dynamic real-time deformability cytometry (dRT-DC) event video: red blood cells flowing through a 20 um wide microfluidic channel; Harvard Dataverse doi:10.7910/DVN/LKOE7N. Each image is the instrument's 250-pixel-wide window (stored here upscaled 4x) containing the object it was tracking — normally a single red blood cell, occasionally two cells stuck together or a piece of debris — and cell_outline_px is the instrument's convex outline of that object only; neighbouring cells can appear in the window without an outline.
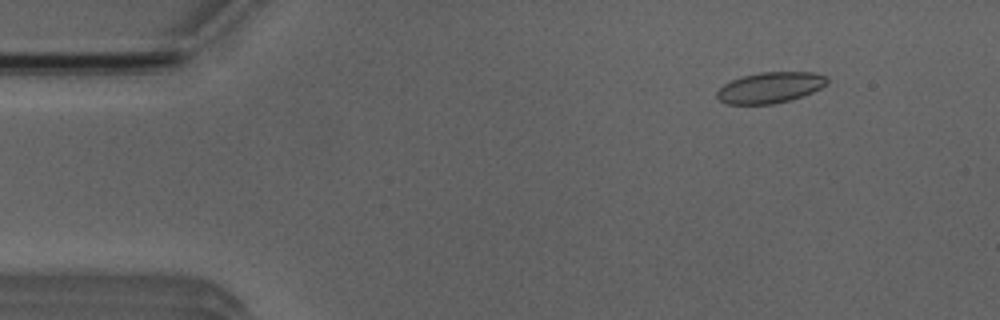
{"species": "Egyptian fruit bat (a non-hibernating species)", "species_latin": "Rousettus aegyptiacus", "temperature_condition": "room temperature", "stored_images_in_passage": 5, "camera_frame_rate_fps": 3000, "um_per_image_px": 0.085, "animal": {"sex": "male"}, "frame": {"image": 1, "passage_image": 5, "time_ms": 5.667, "image_size_px": [1000, 320], "cell_outline_px": [[828, 84], [812, 92], [788, 100], [772, 104], [724, 104], [716, 96], [716, 92], [724, 84], [732, 80], [744, 76], [760, 72], [812, 72], [828, 76]], "centroid_in_image_um": [65.46, 7.44], "position_along_channel_um": 19.5, "area_um2": 19.71}}